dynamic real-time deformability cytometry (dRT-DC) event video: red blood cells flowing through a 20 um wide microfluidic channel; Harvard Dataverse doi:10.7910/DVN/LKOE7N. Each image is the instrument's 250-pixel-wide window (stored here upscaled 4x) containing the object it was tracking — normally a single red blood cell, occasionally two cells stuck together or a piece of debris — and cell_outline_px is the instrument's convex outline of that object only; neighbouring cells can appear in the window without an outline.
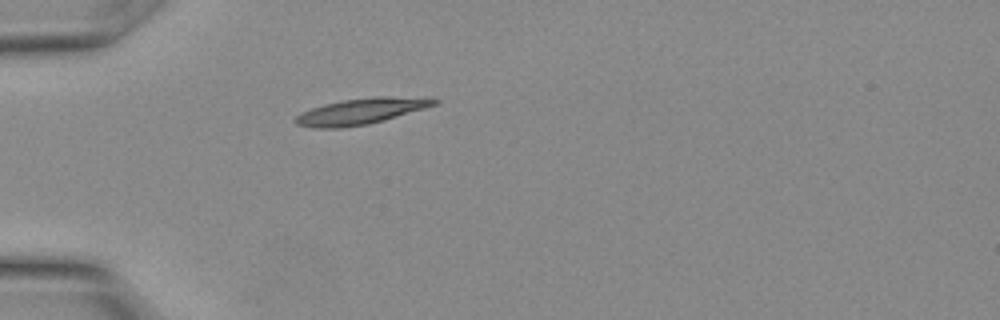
{"species": "Egyptian fruit bat (a non-hibernating species)", "species_latin": "Rousettus aegyptiacus", "temperature_condition": "warm", "stored_images_in_passage": 22, "camera_frame_rate_fps": 3000, "um_per_image_px": 0.085, "animal": {"sex": "female"}, "frame": {"image": 1, "passage_image": 1, "time_ms": 0.0, "image_size_px": [1000, 320], "cell_outline_px": [[440, 100], [436, 104], [424, 108], [384, 120], [368, 124], [340, 128], [312, 128], [296, 124], [292, 120], [300, 112], [324, 104], [344, 100], [376, 96], [388, 96]], "centroid_in_image_um": [30.57, 9.48], "position_along_channel_um": 54.4, "area_um2": 20.69}}
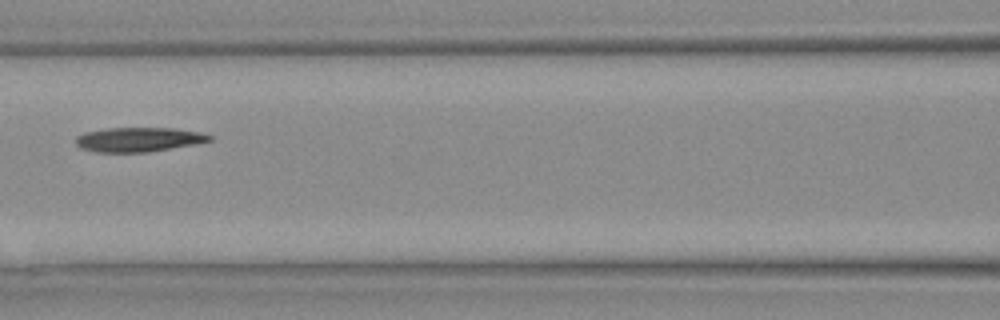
{"frame": {"image": 2, "passage_image": 6, "time_ms": 1.667, "image_size_px": [1000, 320], "cell_outline_px": [[212, 140], [192, 144], [148, 152], [96, 152], [80, 148], [76, 144], [76, 136], [84, 132], [108, 128], [176, 128], [200, 132], [212, 136]], "centroid_in_image_um": [11.74, 11.85], "position_along_channel_um": 154.9, "area_um2": 18.9}}
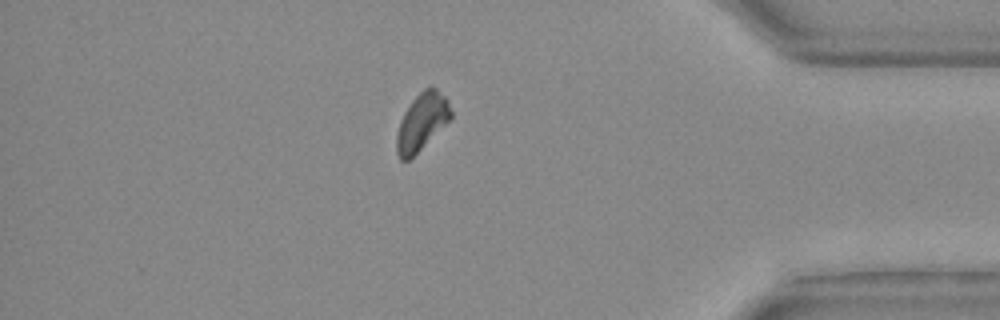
{"frame": {"image": 3, "passage_image": 18, "time_ms": 5.667, "image_size_px": [1000, 320], "cell_outline_px": [[452, 116], [408, 160], [400, 160], [396, 152], [396, 136], [400, 120], [404, 112], [412, 100], [424, 88], [436, 88], [448, 100], [452, 112]], "centroid_in_image_um": [35.82, 10.33], "position_along_channel_um": 399.4, "area_um2": 17.46}}